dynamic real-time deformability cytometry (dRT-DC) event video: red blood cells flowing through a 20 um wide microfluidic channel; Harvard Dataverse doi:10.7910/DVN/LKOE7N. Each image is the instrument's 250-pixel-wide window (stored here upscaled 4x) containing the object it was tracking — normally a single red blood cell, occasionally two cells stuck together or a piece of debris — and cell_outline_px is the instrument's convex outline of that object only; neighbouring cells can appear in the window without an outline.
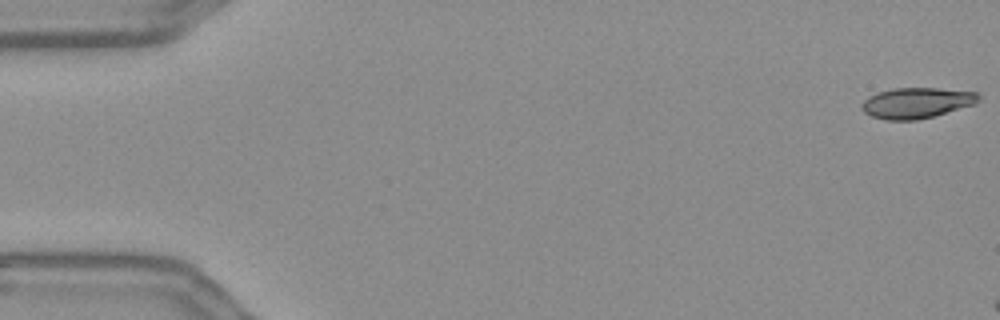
{"species": "Egyptian fruit bat (a non-hibernating species)", "species_latin": "Rousettus aegyptiacus", "temperature_condition": "warm", "stored_images_in_passage": 13, "camera_frame_rate_fps": 3000, "um_per_image_px": 0.085, "frame": {"image": 1, "passage_image": 1, "time_ms": 0.0, "image_size_px": [1000, 320], "cell_outline_px": [[980, 100], [976, 104], [932, 116], [916, 120], [884, 120], [872, 116], [864, 112], [860, 108], [860, 104], [868, 96], [876, 92], [892, 88], [936, 88], [976, 92], [980, 96]], "centroid_in_image_um": [77.87, 8.74], "position_along_channel_um": 7.1, "area_um2": 20.98}}